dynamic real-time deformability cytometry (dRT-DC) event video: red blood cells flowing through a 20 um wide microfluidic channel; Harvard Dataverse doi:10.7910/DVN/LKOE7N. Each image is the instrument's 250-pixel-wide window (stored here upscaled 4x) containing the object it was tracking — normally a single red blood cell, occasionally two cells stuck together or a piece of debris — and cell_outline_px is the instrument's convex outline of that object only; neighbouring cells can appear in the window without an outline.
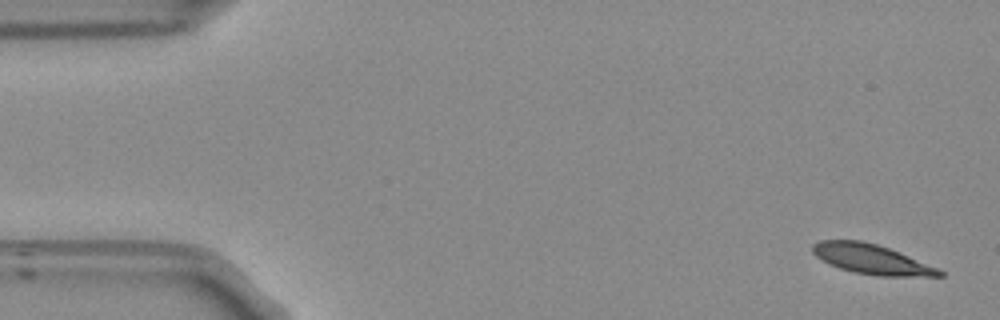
{"species": "Egyptian fruit bat (a non-hibernating species)", "species_latin": "Rousettus aegyptiacus", "temperature_condition": "room temperature", "stored_images_in_passage": 52, "camera_frame_rate_fps": 3000, "um_per_image_px": 0.085, "frame": {"image": 1, "passage_image": 1, "time_ms": 0.0, "image_size_px": [1000, 320], "cell_outline_px": [[944, 276], [880, 276], [852, 272], [840, 268], [816, 256], [812, 252], [812, 244], [820, 240], [860, 240], [876, 244], [888, 248], [908, 256], [936, 268], [944, 272]], "centroid_in_image_um": [74.04, 22.03], "position_along_channel_um": 11.0, "area_um2": 21.56}}
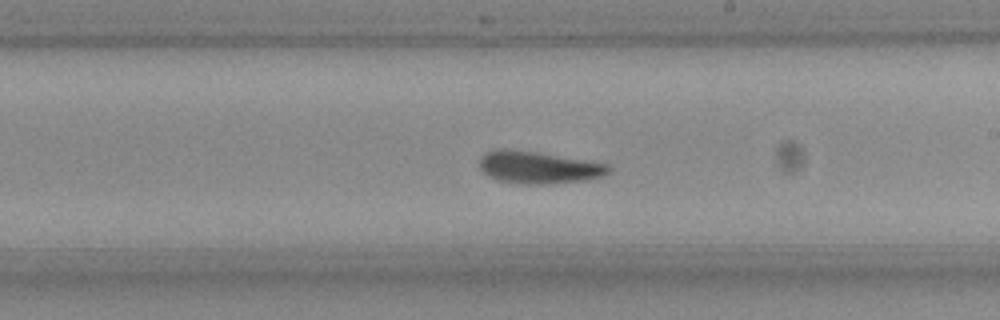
{"frame": {"image": 2, "passage_image": 29, "time_ms": 9.333, "image_size_px": [1000, 320], "cell_outline_px": [[612, 168], [608, 172], [600, 176], [588, 180], [548, 184], [520, 184], [496, 180], [488, 176], [480, 168], [480, 156], [484, 152], [496, 148], [508, 148], [536, 152], [608, 164]], "centroid_in_image_um": [45.71, 14.22], "position_along_channel_um": 243.3, "area_um2": 24.39}}
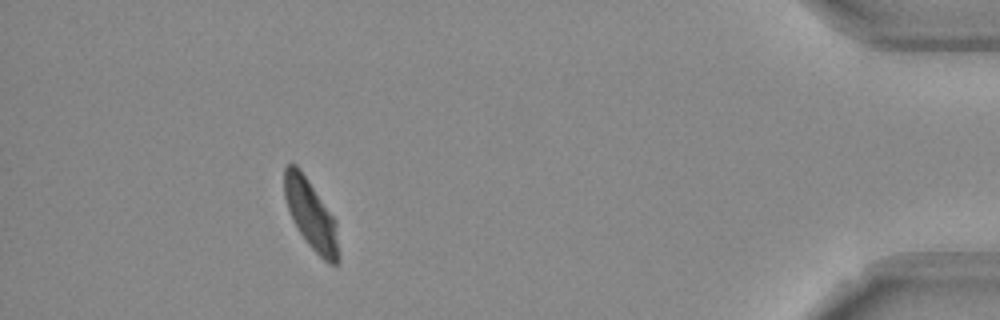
{"frame": {"image": 3, "passage_image": 47, "time_ms": 15.333, "image_size_px": [1000, 320], "cell_outline_px": [[340, 260], [336, 264], [328, 264], [308, 244], [292, 220], [284, 196], [284, 168], [288, 164], [296, 164], [300, 168], [336, 220], [340, 252]], "centroid_in_image_um": [26.45, 18.26], "position_along_channel_um": 408.8, "area_um2": 22.02}, "authors_computed_cell_mechanics": {"area_um2": 22.9755, "velocity_mm_per_s": 3.7636, "shape_relaxation_time_tau1_ms": 2.8989, "shape_relaxation_time_tau2_ms": 1.9449, "deformation_change_tau1": 0.1337, "deformation_change_tau2": 0.0933}}